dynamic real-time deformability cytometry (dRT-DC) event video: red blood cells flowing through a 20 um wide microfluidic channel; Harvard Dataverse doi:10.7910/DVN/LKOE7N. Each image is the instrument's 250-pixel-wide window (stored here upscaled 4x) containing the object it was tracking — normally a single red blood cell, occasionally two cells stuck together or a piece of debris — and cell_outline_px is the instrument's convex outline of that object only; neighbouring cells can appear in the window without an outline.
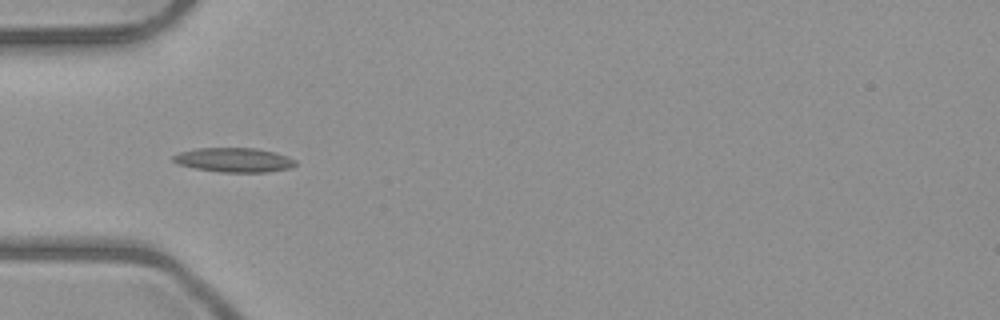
{"species": "common noctule bat (a hibernating species)", "species_latin": "Nyctalus noctula", "temperature_condition": "room temperature", "stored_images_in_passage": 4, "camera_frame_rate_fps": 3000, "um_per_image_px": 0.085, "animal": {"sex": "male", "body_mass_g": 23.1, "forearm_length_mm": 52.7}, "frame": {"image": 1, "passage_image": 4, "time_ms": 3.667, "image_size_px": [1000, 320], "cell_outline_px": [[296, 164], [292, 168], [268, 172], [220, 172], [196, 168], [176, 164], [172, 160], [172, 156], [180, 152], [196, 148], [256, 148], [288, 156], [296, 160]], "centroid_in_image_um": [19.89, 13.6], "position_along_channel_um": 65.1, "area_um2": 17.4}}